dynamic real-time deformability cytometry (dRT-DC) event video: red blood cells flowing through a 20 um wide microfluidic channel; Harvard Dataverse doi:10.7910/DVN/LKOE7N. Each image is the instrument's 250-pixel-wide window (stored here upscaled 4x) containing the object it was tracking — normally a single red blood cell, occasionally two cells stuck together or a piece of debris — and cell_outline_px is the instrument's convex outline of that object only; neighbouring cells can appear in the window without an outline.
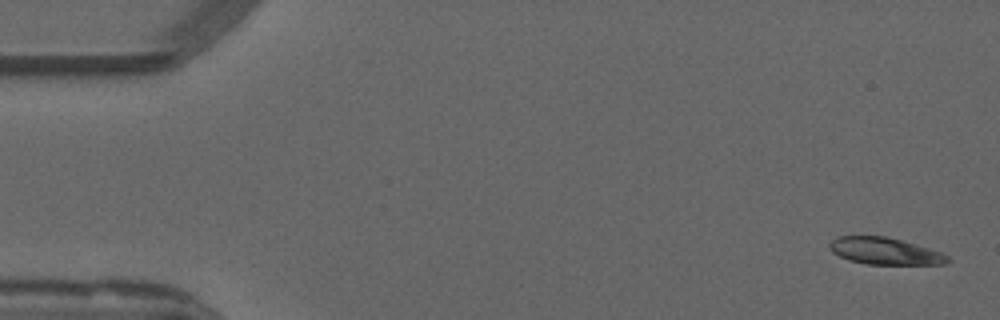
{"species": "common noctule bat (a hibernating species)", "species_latin": "Nyctalus noctula", "temperature_condition": "warm", "stored_images_in_passage": 53, "camera_frame_rate_fps": 3000, "um_per_image_px": 0.085, "animal": {"sex": "male", "forearm_length_mm": 52.5}, "frame": {"image": 1, "passage_image": 2, "time_ms": 0.333, "image_size_px": [1000, 320], "cell_outline_px": [[952, 260], [948, 264], [868, 264], [848, 260], [832, 252], [828, 244], [836, 236], [884, 236], [900, 240], [944, 252]], "centroid_in_image_um": [75.24, 21.34], "position_along_channel_um": 9.8, "area_um2": 18.55}}
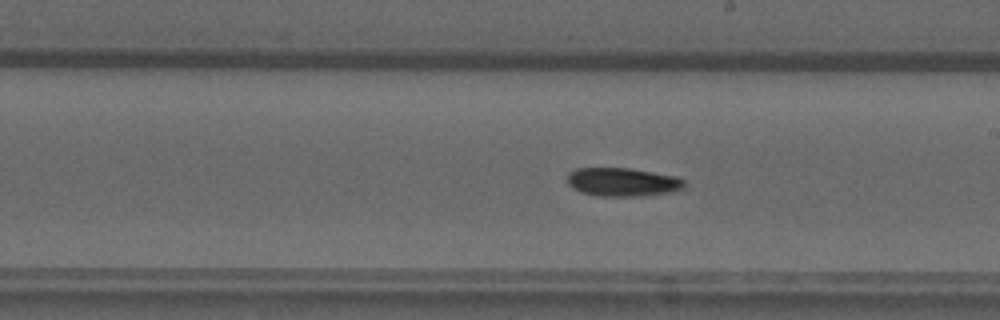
{"frame": {"image": 2, "passage_image": 30, "time_ms": 9.667, "image_size_px": [1000, 320], "cell_outline_px": [[688, 184], [684, 188], [672, 192], [640, 196], [596, 196], [580, 192], [572, 188], [568, 184], [568, 172], [576, 168], [632, 168], [676, 176], [684, 180]], "centroid_in_image_um": [52.94, 15.47], "position_along_channel_um": 236.1, "area_um2": 19.77}}
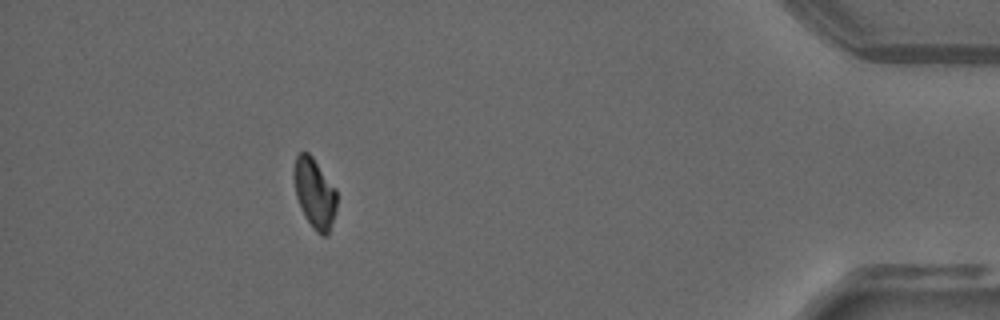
{"frame": {"image": 3, "passage_image": 48, "time_ms": 15.667, "image_size_px": [1000, 320], "cell_outline_px": [[336, 208], [328, 236], [320, 236], [312, 228], [304, 216], [300, 208], [296, 196], [292, 176], [292, 172], [296, 156], [300, 152], [308, 152], [312, 156], [336, 188]], "centroid_in_image_um": [26.72, 16.43], "position_along_channel_um": 408.5, "area_um2": 17.8}}